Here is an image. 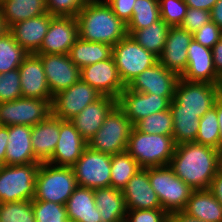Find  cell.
<instances>
[{"mask_svg":"<svg viewBox=\"0 0 222 222\" xmlns=\"http://www.w3.org/2000/svg\"><path fill=\"white\" fill-rule=\"evenodd\" d=\"M220 156L218 149L188 142L175 146L169 166L193 190L209 189L220 170Z\"/></svg>","mask_w":222,"mask_h":222,"instance_id":"obj_1","label":"cell"},{"mask_svg":"<svg viewBox=\"0 0 222 222\" xmlns=\"http://www.w3.org/2000/svg\"><path fill=\"white\" fill-rule=\"evenodd\" d=\"M79 37L85 41L114 46L128 35L127 25L105 0L89 1L76 15Z\"/></svg>","mask_w":222,"mask_h":222,"instance_id":"obj_2","label":"cell"},{"mask_svg":"<svg viewBox=\"0 0 222 222\" xmlns=\"http://www.w3.org/2000/svg\"><path fill=\"white\" fill-rule=\"evenodd\" d=\"M175 146L172 135L147 134L133 127L126 151L145 169L169 165Z\"/></svg>","mask_w":222,"mask_h":222,"instance_id":"obj_3","label":"cell"},{"mask_svg":"<svg viewBox=\"0 0 222 222\" xmlns=\"http://www.w3.org/2000/svg\"><path fill=\"white\" fill-rule=\"evenodd\" d=\"M77 186L72 167L43 162L38 167L33 200L65 205Z\"/></svg>","mask_w":222,"mask_h":222,"instance_id":"obj_4","label":"cell"},{"mask_svg":"<svg viewBox=\"0 0 222 222\" xmlns=\"http://www.w3.org/2000/svg\"><path fill=\"white\" fill-rule=\"evenodd\" d=\"M133 127L131 120L116 104L105 117L101 128L88 141L87 146L94 151L110 155L124 152Z\"/></svg>","mask_w":222,"mask_h":222,"instance_id":"obj_5","label":"cell"},{"mask_svg":"<svg viewBox=\"0 0 222 222\" xmlns=\"http://www.w3.org/2000/svg\"><path fill=\"white\" fill-rule=\"evenodd\" d=\"M148 178L151 187L155 190L162 209L168 214L182 211L191 193L194 191L182 181L169 166L149 167Z\"/></svg>","mask_w":222,"mask_h":222,"instance_id":"obj_6","label":"cell"},{"mask_svg":"<svg viewBox=\"0 0 222 222\" xmlns=\"http://www.w3.org/2000/svg\"><path fill=\"white\" fill-rule=\"evenodd\" d=\"M40 163L0 167V203L33 200Z\"/></svg>","mask_w":222,"mask_h":222,"instance_id":"obj_7","label":"cell"},{"mask_svg":"<svg viewBox=\"0 0 222 222\" xmlns=\"http://www.w3.org/2000/svg\"><path fill=\"white\" fill-rule=\"evenodd\" d=\"M112 56L125 87L144 70L158 62L156 55L147 51L130 35H127L113 46Z\"/></svg>","mask_w":222,"mask_h":222,"instance_id":"obj_8","label":"cell"},{"mask_svg":"<svg viewBox=\"0 0 222 222\" xmlns=\"http://www.w3.org/2000/svg\"><path fill=\"white\" fill-rule=\"evenodd\" d=\"M221 93L222 85L179 78L173 100L179 105V112L196 113L201 118L214 107Z\"/></svg>","mask_w":222,"mask_h":222,"instance_id":"obj_9","label":"cell"},{"mask_svg":"<svg viewBox=\"0 0 222 222\" xmlns=\"http://www.w3.org/2000/svg\"><path fill=\"white\" fill-rule=\"evenodd\" d=\"M78 186L98 189L111 186V155L88 146L72 166Z\"/></svg>","mask_w":222,"mask_h":222,"instance_id":"obj_10","label":"cell"},{"mask_svg":"<svg viewBox=\"0 0 222 222\" xmlns=\"http://www.w3.org/2000/svg\"><path fill=\"white\" fill-rule=\"evenodd\" d=\"M52 114L51 102L46 99L21 97L0 103L1 126H34Z\"/></svg>","mask_w":222,"mask_h":222,"instance_id":"obj_11","label":"cell"},{"mask_svg":"<svg viewBox=\"0 0 222 222\" xmlns=\"http://www.w3.org/2000/svg\"><path fill=\"white\" fill-rule=\"evenodd\" d=\"M103 95L81 79L69 88L53 96L52 115L61 120H71L87 105L97 101Z\"/></svg>","mask_w":222,"mask_h":222,"instance_id":"obj_12","label":"cell"},{"mask_svg":"<svg viewBox=\"0 0 222 222\" xmlns=\"http://www.w3.org/2000/svg\"><path fill=\"white\" fill-rule=\"evenodd\" d=\"M174 96H159L157 94L142 93L129 90L127 87L117 99V105L135 125L141 119L170 108Z\"/></svg>","mask_w":222,"mask_h":222,"instance_id":"obj_13","label":"cell"},{"mask_svg":"<svg viewBox=\"0 0 222 222\" xmlns=\"http://www.w3.org/2000/svg\"><path fill=\"white\" fill-rule=\"evenodd\" d=\"M80 79L103 96L118 99L126 88L120 79L113 56L80 69Z\"/></svg>","mask_w":222,"mask_h":222,"instance_id":"obj_14","label":"cell"},{"mask_svg":"<svg viewBox=\"0 0 222 222\" xmlns=\"http://www.w3.org/2000/svg\"><path fill=\"white\" fill-rule=\"evenodd\" d=\"M43 64L48 87L54 96L80 80V68L69 54H36Z\"/></svg>","mask_w":222,"mask_h":222,"instance_id":"obj_15","label":"cell"},{"mask_svg":"<svg viewBox=\"0 0 222 222\" xmlns=\"http://www.w3.org/2000/svg\"><path fill=\"white\" fill-rule=\"evenodd\" d=\"M78 37L76 17L54 16L36 54H69Z\"/></svg>","mask_w":222,"mask_h":222,"instance_id":"obj_16","label":"cell"},{"mask_svg":"<svg viewBox=\"0 0 222 222\" xmlns=\"http://www.w3.org/2000/svg\"><path fill=\"white\" fill-rule=\"evenodd\" d=\"M192 40L193 33L180 26H170L158 62L181 77L187 67V50Z\"/></svg>","mask_w":222,"mask_h":222,"instance_id":"obj_17","label":"cell"},{"mask_svg":"<svg viewBox=\"0 0 222 222\" xmlns=\"http://www.w3.org/2000/svg\"><path fill=\"white\" fill-rule=\"evenodd\" d=\"M180 78L189 82L222 85V78L214 68L212 49L193 39L187 50V67Z\"/></svg>","mask_w":222,"mask_h":222,"instance_id":"obj_18","label":"cell"},{"mask_svg":"<svg viewBox=\"0 0 222 222\" xmlns=\"http://www.w3.org/2000/svg\"><path fill=\"white\" fill-rule=\"evenodd\" d=\"M179 78L177 74L157 62L133 79L127 88L159 96H174Z\"/></svg>","mask_w":222,"mask_h":222,"instance_id":"obj_19","label":"cell"},{"mask_svg":"<svg viewBox=\"0 0 222 222\" xmlns=\"http://www.w3.org/2000/svg\"><path fill=\"white\" fill-rule=\"evenodd\" d=\"M86 147L87 142L70 120L59 119V140L52 157L47 162L56 166L72 167Z\"/></svg>","mask_w":222,"mask_h":222,"instance_id":"obj_20","label":"cell"},{"mask_svg":"<svg viewBox=\"0 0 222 222\" xmlns=\"http://www.w3.org/2000/svg\"><path fill=\"white\" fill-rule=\"evenodd\" d=\"M22 97L46 99L52 103L43 64L36 54H28L19 66Z\"/></svg>","mask_w":222,"mask_h":222,"instance_id":"obj_21","label":"cell"},{"mask_svg":"<svg viewBox=\"0 0 222 222\" xmlns=\"http://www.w3.org/2000/svg\"><path fill=\"white\" fill-rule=\"evenodd\" d=\"M53 17L47 12L40 16L17 22L11 25L8 31L15 41L29 54H36L48 32Z\"/></svg>","mask_w":222,"mask_h":222,"instance_id":"obj_22","label":"cell"},{"mask_svg":"<svg viewBox=\"0 0 222 222\" xmlns=\"http://www.w3.org/2000/svg\"><path fill=\"white\" fill-rule=\"evenodd\" d=\"M127 210L162 208L148 178V168H141L122 189Z\"/></svg>","mask_w":222,"mask_h":222,"instance_id":"obj_23","label":"cell"},{"mask_svg":"<svg viewBox=\"0 0 222 222\" xmlns=\"http://www.w3.org/2000/svg\"><path fill=\"white\" fill-rule=\"evenodd\" d=\"M116 104L117 100L113 97L102 96L97 101L87 105L78 115L74 116L70 122L81 134V137L88 143L101 128L105 117Z\"/></svg>","mask_w":222,"mask_h":222,"instance_id":"obj_24","label":"cell"},{"mask_svg":"<svg viewBox=\"0 0 222 222\" xmlns=\"http://www.w3.org/2000/svg\"><path fill=\"white\" fill-rule=\"evenodd\" d=\"M32 127L26 125L9 126L5 165L41 163L34 155L31 143Z\"/></svg>","mask_w":222,"mask_h":222,"instance_id":"obj_25","label":"cell"},{"mask_svg":"<svg viewBox=\"0 0 222 222\" xmlns=\"http://www.w3.org/2000/svg\"><path fill=\"white\" fill-rule=\"evenodd\" d=\"M59 140V118L52 114L44 121L32 126L31 143L35 157L47 162L53 155Z\"/></svg>","mask_w":222,"mask_h":222,"instance_id":"obj_26","label":"cell"},{"mask_svg":"<svg viewBox=\"0 0 222 222\" xmlns=\"http://www.w3.org/2000/svg\"><path fill=\"white\" fill-rule=\"evenodd\" d=\"M67 217L72 222H102L95 206L94 190L77 186L65 204Z\"/></svg>","mask_w":222,"mask_h":222,"instance_id":"obj_27","label":"cell"},{"mask_svg":"<svg viewBox=\"0 0 222 222\" xmlns=\"http://www.w3.org/2000/svg\"><path fill=\"white\" fill-rule=\"evenodd\" d=\"M182 211L205 222H222V204L209 189L194 190Z\"/></svg>","mask_w":222,"mask_h":222,"instance_id":"obj_28","label":"cell"},{"mask_svg":"<svg viewBox=\"0 0 222 222\" xmlns=\"http://www.w3.org/2000/svg\"><path fill=\"white\" fill-rule=\"evenodd\" d=\"M95 206L102 222H125L127 207L122 190L113 187L94 189Z\"/></svg>","mask_w":222,"mask_h":222,"instance_id":"obj_29","label":"cell"},{"mask_svg":"<svg viewBox=\"0 0 222 222\" xmlns=\"http://www.w3.org/2000/svg\"><path fill=\"white\" fill-rule=\"evenodd\" d=\"M5 25H11L48 12L46 0H5L0 5Z\"/></svg>","mask_w":222,"mask_h":222,"instance_id":"obj_30","label":"cell"},{"mask_svg":"<svg viewBox=\"0 0 222 222\" xmlns=\"http://www.w3.org/2000/svg\"><path fill=\"white\" fill-rule=\"evenodd\" d=\"M113 47L100 42L85 41L78 37L69 51L71 61L80 69L112 57Z\"/></svg>","mask_w":222,"mask_h":222,"instance_id":"obj_31","label":"cell"},{"mask_svg":"<svg viewBox=\"0 0 222 222\" xmlns=\"http://www.w3.org/2000/svg\"><path fill=\"white\" fill-rule=\"evenodd\" d=\"M170 110L173 116V139L176 145L195 142L200 117L196 113L179 112V105L172 100Z\"/></svg>","mask_w":222,"mask_h":222,"instance_id":"obj_32","label":"cell"},{"mask_svg":"<svg viewBox=\"0 0 222 222\" xmlns=\"http://www.w3.org/2000/svg\"><path fill=\"white\" fill-rule=\"evenodd\" d=\"M169 28L170 26L160 19L146 28L127 30V33L147 51L159 57L165 46Z\"/></svg>","mask_w":222,"mask_h":222,"instance_id":"obj_33","label":"cell"},{"mask_svg":"<svg viewBox=\"0 0 222 222\" xmlns=\"http://www.w3.org/2000/svg\"><path fill=\"white\" fill-rule=\"evenodd\" d=\"M140 169L127 151L111 155V187L122 190Z\"/></svg>","mask_w":222,"mask_h":222,"instance_id":"obj_34","label":"cell"},{"mask_svg":"<svg viewBox=\"0 0 222 222\" xmlns=\"http://www.w3.org/2000/svg\"><path fill=\"white\" fill-rule=\"evenodd\" d=\"M28 52L7 31L0 36V74L18 69Z\"/></svg>","mask_w":222,"mask_h":222,"instance_id":"obj_35","label":"cell"},{"mask_svg":"<svg viewBox=\"0 0 222 222\" xmlns=\"http://www.w3.org/2000/svg\"><path fill=\"white\" fill-rule=\"evenodd\" d=\"M160 19L159 0H136L127 30H140Z\"/></svg>","mask_w":222,"mask_h":222,"instance_id":"obj_36","label":"cell"},{"mask_svg":"<svg viewBox=\"0 0 222 222\" xmlns=\"http://www.w3.org/2000/svg\"><path fill=\"white\" fill-rule=\"evenodd\" d=\"M134 127L140 132L147 134L172 135L173 116L170 108L149 115L138 121Z\"/></svg>","mask_w":222,"mask_h":222,"instance_id":"obj_37","label":"cell"},{"mask_svg":"<svg viewBox=\"0 0 222 222\" xmlns=\"http://www.w3.org/2000/svg\"><path fill=\"white\" fill-rule=\"evenodd\" d=\"M197 143L209 146L219 151V124L217 119L216 102L199 120Z\"/></svg>","mask_w":222,"mask_h":222,"instance_id":"obj_38","label":"cell"},{"mask_svg":"<svg viewBox=\"0 0 222 222\" xmlns=\"http://www.w3.org/2000/svg\"><path fill=\"white\" fill-rule=\"evenodd\" d=\"M0 222H36L32 200L0 203Z\"/></svg>","mask_w":222,"mask_h":222,"instance_id":"obj_39","label":"cell"},{"mask_svg":"<svg viewBox=\"0 0 222 222\" xmlns=\"http://www.w3.org/2000/svg\"><path fill=\"white\" fill-rule=\"evenodd\" d=\"M32 209L36 222H72L62 204L32 200Z\"/></svg>","mask_w":222,"mask_h":222,"instance_id":"obj_40","label":"cell"},{"mask_svg":"<svg viewBox=\"0 0 222 222\" xmlns=\"http://www.w3.org/2000/svg\"><path fill=\"white\" fill-rule=\"evenodd\" d=\"M161 19L169 26H180L188 6L184 0H159Z\"/></svg>","mask_w":222,"mask_h":222,"instance_id":"obj_41","label":"cell"},{"mask_svg":"<svg viewBox=\"0 0 222 222\" xmlns=\"http://www.w3.org/2000/svg\"><path fill=\"white\" fill-rule=\"evenodd\" d=\"M19 69L0 74V103L21 98Z\"/></svg>","mask_w":222,"mask_h":222,"instance_id":"obj_42","label":"cell"},{"mask_svg":"<svg viewBox=\"0 0 222 222\" xmlns=\"http://www.w3.org/2000/svg\"><path fill=\"white\" fill-rule=\"evenodd\" d=\"M90 0H46L52 16L76 17L79 10Z\"/></svg>","mask_w":222,"mask_h":222,"instance_id":"obj_43","label":"cell"},{"mask_svg":"<svg viewBox=\"0 0 222 222\" xmlns=\"http://www.w3.org/2000/svg\"><path fill=\"white\" fill-rule=\"evenodd\" d=\"M125 222H169V214L162 208L127 210Z\"/></svg>","mask_w":222,"mask_h":222,"instance_id":"obj_44","label":"cell"},{"mask_svg":"<svg viewBox=\"0 0 222 222\" xmlns=\"http://www.w3.org/2000/svg\"><path fill=\"white\" fill-rule=\"evenodd\" d=\"M222 38V29L213 21L203 25L193 33V39L210 49Z\"/></svg>","mask_w":222,"mask_h":222,"instance_id":"obj_45","label":"cell"},{"mask_svg":"<svg viewBox=\"0 0 222 222\" xmlns=\"http://www.w3.org/2000/svg\"><path fill=\"white\" fill-rule=\"evenodd\" d=\"M210 21V11L188 7L185 18L180 24V27L188 32L194 33Z\"/></svg>","mask_w":222,"mask_h":222,"instance_id":"obj_46","label":"cell"},{"mask_svg":"<svg viewBox=\"0 0 222 222\" xmlns=\"http://www.w3.org/2000/svg\"><path fill=\"white\" fill-rule=\"evenodd\" d=\"M114 14L126 25L132 18L133 6L136 0H105Z\"/></svg>","mask_w":222,"mask_h":222,"instance_id":"obj_47","label":"cell"},{"mask_svg":"<svg viewBox=\"0 0 222 222\" xmlns=\"http://www.w3.org/2000/svg\"><path fill=\"white\" fill-rule=\"evenodd\" d=\"M213 64L217 74L222 78V38L213 46Z\"/></svg>","mask_w":222,"mask_h":222,"instance_id":"obj_48","label":"cell"},{"mask_svg":"<svg viewBox=\"0 0 222 222\" xmlns=\"http://www.w3.org/2000/svg\"><path fill=\"white\" fill-rule=\"evenodd\" d=\"M8 137H9V126H0V163L2 165H5Z\"/></svg>","mask_w":222,"mask_h":222,"instance_id":"obj_49","label":"cell"},{"mask_svg":"<svg viewBox=\"0 0 222 222\" xmlns=\"http://www.w3.org/2000/svg\"><path fill=\"white\" fill-rule=\"evenodd\" d=\"M209 190L222 204V171L219 170L214 179L211 182Z\"/></svg>","mask_w":222,"mask_h":222,"instance_id":"obj_50","label":"cell"},{"mask_svg":"<svg viewBox=\"0 0 222 222\" xmlns=\"http://www.w3.org/2000/svg\"><path fill=\"white\" fill-rule=\"evenodd\" d=\"M217 1L218 0H184L188 7L206 11H211Z\"/></svg>","mask_w":222,"mask_h":222,"instance_id":"obj_51","label":"cell"},{"mask_svg":"<svg viewBox=\"0 0 222 222\" xmlns=\"http://www.w3.org/2000/svg\"><path fill=\"white\" fill-rule=\"evenodd\" d=\"M169 222H205L185 214L183 211H175L169 214Z\"/></svg>","mask_w":222,"mask_h":222,"instance_id":"obj_52","label":"cell"},{"mask_svg":"<svg viewBox=\"0 0 222 222\" xmlns=\"http://www.w3.org/2000/svg\"><path fill=\"white\" fill-rule=\"evenodd\" d=\"M211 21L222 29V0H218L210 11Z\"/></svg>","mask_w":222,"mask_h":222,"instance_id":"obj_53","label":"cell"},{"mask_svg":"<svg viewBox=\"0 0 222 222\" xmlns=\"http://www.w3.org/2000/svg\"><path fill=\"white\" fill-rule=\"evenodd\" d=\"M217 119L219 124V152H222V93L216 100Z\"/></svg>","mask_w":222,"mask_h":222,"instance_id":"obj_54","label":"cell"},{"mask_svg":"<svg viewBox=\"0 0 222 222\" xmlns=\"http://www.w3.org/2000/svg\"><path fill=\"white\" fill-rule=\"evenodd\" d=\"M7 31H8V28L5 25V22H4V19L2 17L1 10H0V36H2Z\"/></svg>","mask_w":222,"mask_h":222,"instance_id":"obj_55","label":"cell"},{"mask_svg":"<svg viewBox=\"0 0 222 222\" xmlns=\"http://www.w3.org/2000/svg\"><path fill=\"white\" fill-rule=\"evenodd\" d=\"M220 170L222 171V152H221V156H220Z\"/></svg>","mask_w":222,"mask_h":222,"instance_id":"obj_56","label":"cell"}]
</instances>
